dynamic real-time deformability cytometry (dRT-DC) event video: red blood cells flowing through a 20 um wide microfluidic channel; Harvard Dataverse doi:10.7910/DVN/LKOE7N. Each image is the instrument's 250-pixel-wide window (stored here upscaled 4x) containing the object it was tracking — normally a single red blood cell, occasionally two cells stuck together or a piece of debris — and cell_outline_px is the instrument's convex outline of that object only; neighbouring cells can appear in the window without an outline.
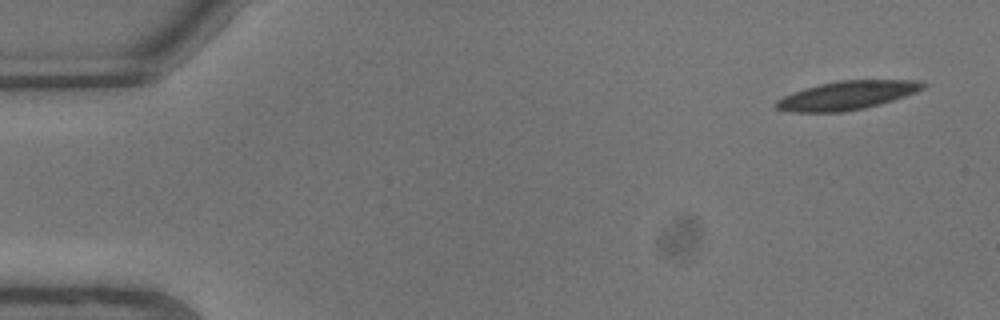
{"species": "common noctule bat (a hibernating species)", "species_latin": "Nyctalus noctula", "temperature_condition": "warm", "stored_images_in_passage": 7, "segment_of_instrument_passage": [1, 2], "camera_frame_rate_fps": 3000, "um_per_image_px": 0.085, "animal": {"sex": "male", "body_mass_g": 13.3}, "frame": {"image": 1, "passage_image": 1, "time_ms": 0.0, "image_size_px": [1000, 320], "cell_outline_px": [[928, 84], [924, 88], [916, 92], [880, 104], [864, 108], [844, 112], [788, 112], [776, 108], [776, 100], [792, 92], [804, 88], [836, 80], [920, 80]], "centroid_in_image_um": [72.0, 8.1], "position_along_channel_um": 13.0, "area_um2": 24.57}}
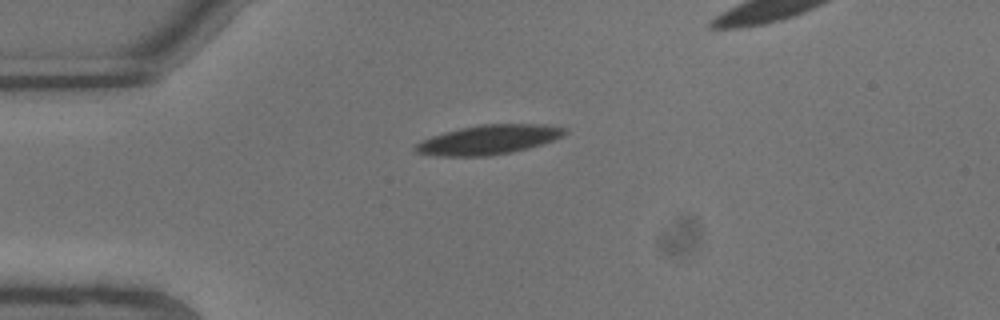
{"frame": {"image": 2, "passage_image": 5, "time_ms": 1.333, "image_size_px": [1000, 320], "cell_outline_px": [[568, 132], [552, 140], [528, 148], [488, 156], [436, 156], [416, 152], [412, 148], [416, 144], [432, 136], [444, 132], [460, 128], [480, 124], [544, 124], [568, 128]], "centroid_in_image_um": [41.52, 11.87], "position_along_channel_um": 43.5, "area_um2": 25.37}}